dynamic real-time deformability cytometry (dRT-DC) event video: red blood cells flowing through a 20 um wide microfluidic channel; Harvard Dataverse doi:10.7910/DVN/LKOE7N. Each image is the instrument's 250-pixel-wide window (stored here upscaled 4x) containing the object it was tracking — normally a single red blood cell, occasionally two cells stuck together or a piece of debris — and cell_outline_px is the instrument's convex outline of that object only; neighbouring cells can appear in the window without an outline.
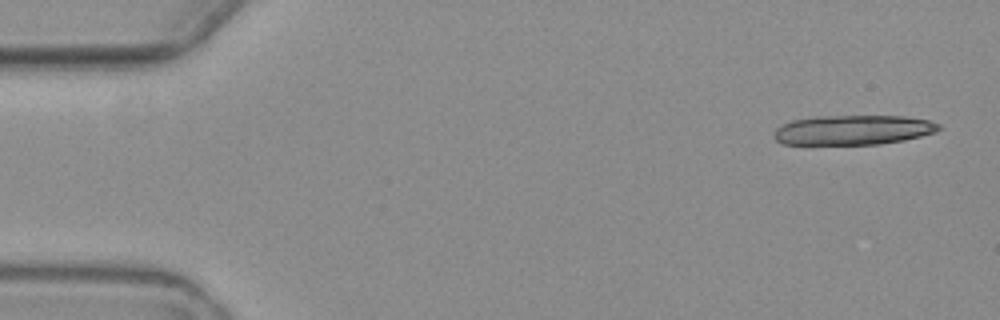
{"species": "common noctule bat (a hibernating species)", "species_latin": "Nyctalus noctula", "temperature_condition": "warm", "stored_images_in_passage": 8, "camera_frame_rate_fps": 3000, "um_per_image_px": 0.085, "animal": {"sex": "female", "body_mass_g": 19.3, "forearm_length_mm": 54.1}, "frame": {"image": 1, "passage_image": 1, "time_ms": 0.0, "image_size_px": [1000, 320], "cell_outline_px": [[940, 128], [936, 132], [904, 140], [880, 144], [784, 144], [776, 140], [772, 136], [772, 132], [780, 124], [792, 120], [816, 116], [904, 116], [928, 120], [940, 124]], "centroid_in_image_um": [72.47, 11.04], "position_along_channel_um": 12.5, "area_um2": 28.67}}
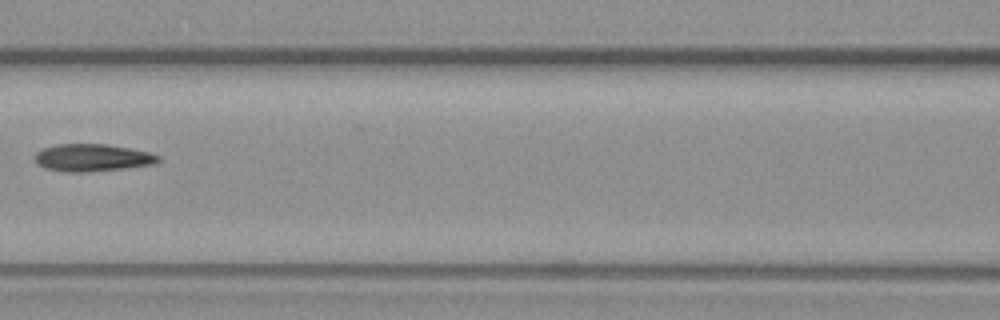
{"frame": {"image": 2, "passage_image": 7, "time_ms": 8.0, "image_size_px": [1000, 320], "cell_outline_px": [[160, 160], [156, 164], [124, 168], [88, 172], [68, 172], [44, 168], [36, 164], [36, 152], [44, 148], [56, 144], [108, 144], [148, 152], [160, 156]], "centroid_in_image_um": [7.85, 13.41], "position_along_channel_um": 158.8, "area_um2": 19.65}}
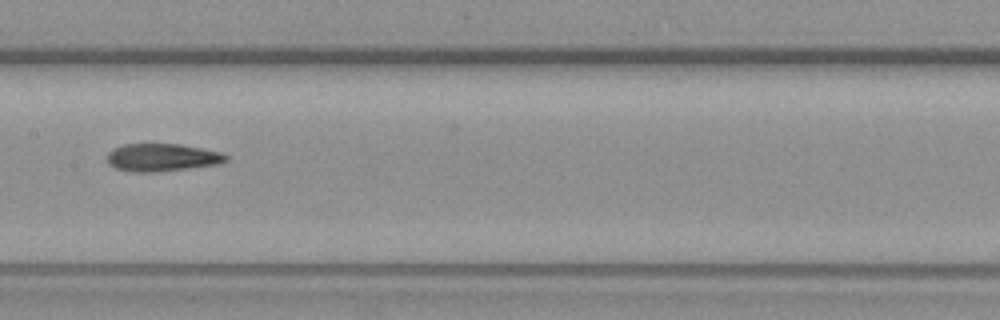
{"frame": {"image": 3, "passage_image": 8, "time_ms": 9.0, "image_size_px": [1000, 320], "cell_outline_px": [[228, 160], [220, 164], [152, 172], [132, 172], [116, 168], [108, 164], [108, 152], [112, 148], [124, 144], [180, 144], [220, 152], [228, 156]], "centroid_in_image_um": [13.75, 13.38], "position_along_channel_um": 193.6, "area_um2": 19.07}}